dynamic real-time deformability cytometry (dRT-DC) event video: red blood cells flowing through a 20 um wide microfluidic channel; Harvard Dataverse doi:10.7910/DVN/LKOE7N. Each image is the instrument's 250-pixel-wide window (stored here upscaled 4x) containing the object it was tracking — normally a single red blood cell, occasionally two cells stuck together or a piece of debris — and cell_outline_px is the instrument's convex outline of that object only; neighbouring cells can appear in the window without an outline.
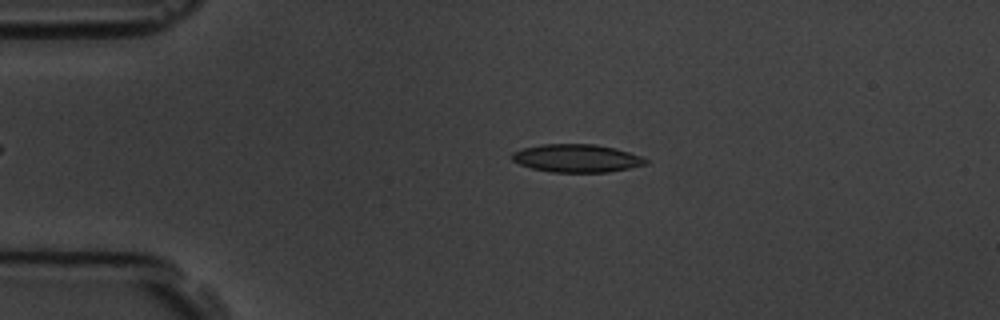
{"species": "common noctule bat (a hibernating species)", "species_latin": "Nyctalus noctula", "temperature_condition": "room temperature", "stored_images_in_passage": 5, "camera_frame_rate_fps": 3000, "um_per_image_px": 0.085, "animal": {"sex": "male", "body_mass_g": 19.5, "forearm_length_mm": 54.6}, "frame": {"image": 1, "passage_image": 4, "time_ms": 3.333, "image_size_px": [1000, 320], "cell_outline_px": [[648, 164], [608, 172], [552, 172], [532, 168], [520, 164], [512, 160], [512, 152], [524, 148], [540, 144], [596, 144], [616, 148], [640, 156], [648, 160]], "centroid_in_image_um": [49.02, 13.44], "position_along_channel_um": 36.0, "area_um2": 21.73}}